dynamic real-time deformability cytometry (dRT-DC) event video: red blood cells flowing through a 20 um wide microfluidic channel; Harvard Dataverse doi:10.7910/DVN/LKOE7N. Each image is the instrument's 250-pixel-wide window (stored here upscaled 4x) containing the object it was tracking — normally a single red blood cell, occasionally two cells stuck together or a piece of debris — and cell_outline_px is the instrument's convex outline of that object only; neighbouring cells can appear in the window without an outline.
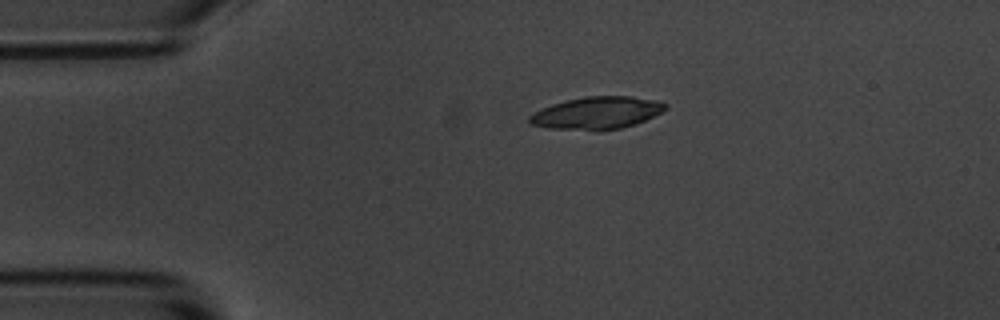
{"species": "common noctule bat (a hibernating species)", "species_latin": "Nyctalus noctula", "temperature_condition": "room temperature", "stored_images_in_passage": 11, "camera_frame_rate_fps": 3000, "um_per_image_px": 0.085, "animal": {"sex": "male", "body_mass_g": 20.1, "forearm_length_mm": 53.5}, "frame": {"image": 1, "passage_image": 1, "time_ms": 0.0, "image_size_px": [1000, 320], "cell_outline_px": [[668, 104], [660, 112], [636, 124], [620, 128], [600, 132], [548, 128], [528, 124], [528, 116], [532, 112], [552, 104], [568, 100], [588, 96], [632, 96], [656, 100]], "centroid_in_image_um": [50.67, 9.62], "position_along_channel_um": 34.3, "area_um2": 25.89}}
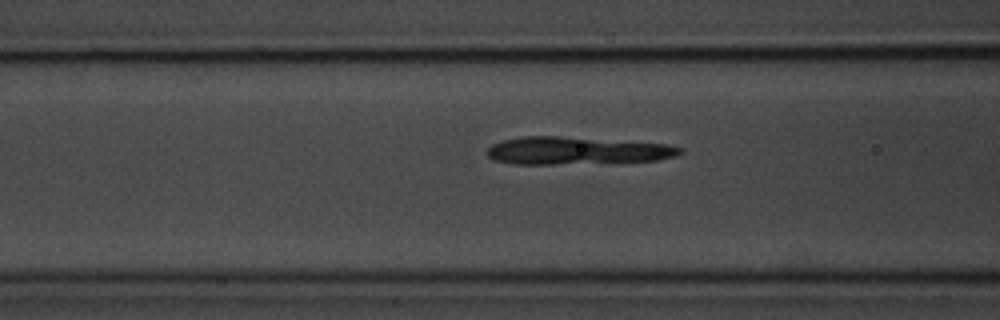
{"frame": {"image": 2, "passage_image": 11, "time_ms": 3.333, "image_size_px": [1000, 320], "cell_outline_px": [[684, 152], [676, 156], [656, 160], [552, 164], [512, 164], [492, 160], [488, 156], [488, 148], [492, 144], [504, 140], [520, 136], [556, 136], [668, 144], [680, 148]], "centroid_in_image_um": [48.97, 12.8], "position_along_channel_um": 117.6, "area_um2": 30.69}}